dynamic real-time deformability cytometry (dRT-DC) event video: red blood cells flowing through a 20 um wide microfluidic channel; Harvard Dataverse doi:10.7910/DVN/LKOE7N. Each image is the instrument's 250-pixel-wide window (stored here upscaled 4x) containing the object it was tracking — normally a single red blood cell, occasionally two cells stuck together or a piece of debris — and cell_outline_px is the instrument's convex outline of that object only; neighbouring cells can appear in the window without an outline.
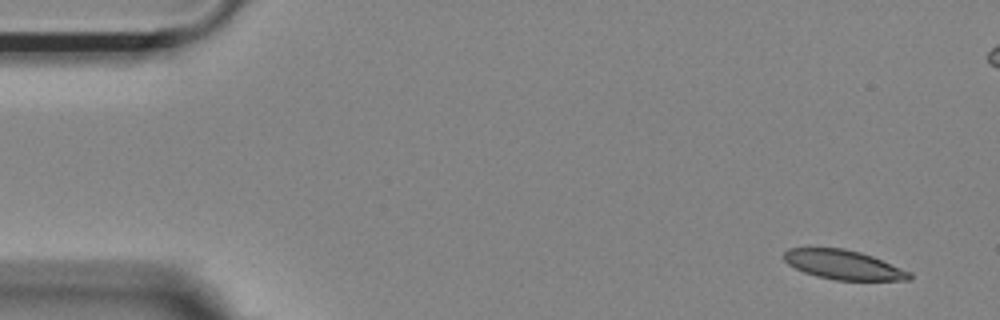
{"species": "Egyptian fruit bat (a non-hibernating species)", "species_latin": "Rousettus aegyptiacus", "temperature_condition": "room temperature", "stored_images_in_passage": 53, "camera_frame_rate_fps": 3000, "um_per_image_px": 0.085, "animal": {"sex": "female"}, "frame": {"image": 1, "passage_image": 1, "time_ms": 0.0, "image_size_px": [1000, 320], "cell_outline_px": [[912, 280], [836, 280], [816, 276], [804, 272], [788, 264], [784, 260], [784, 252], [788, 248], [844, 248], [860, 252], [872, 256], [912, 272]], "centroid_in_image_um": [71.71, 22.51], "position_along_channel_um": 13.3, "area_um2": 21.44}}
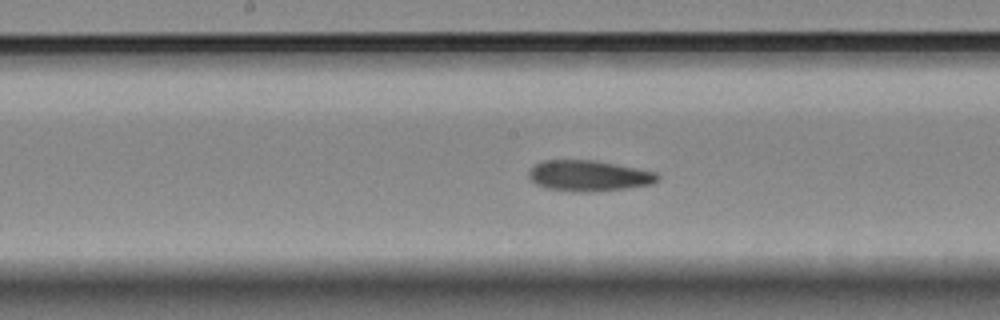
{"frame": {"image": 2, "passage_image": 25, "time_ms": 8.0, "image_size_px": [1000, 320], "cell_outline_px": [[660, 180], [652, 184], [624, 188], [592, 192], [580, 192], [544, 188], [536, 184], [528, 176], [528, 172], [532, 164], [544, 160], [596, 160], [656, 172], [660, 176]], "centroid_in_image_um": [50.02, 14.93], "position_along_channel_um": 198.2, "area_um2": 23.29}}
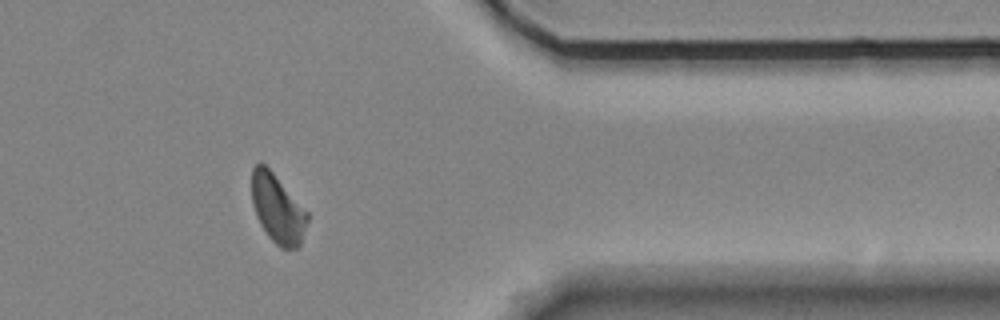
{"frame": {"image": 3, "passage_image": 42, "time_ms": 13.667, "image_size_px": [1000, 320], "cell_outline_px": [[308, 220], [300, 248], [280, 248], [268, 236], [260, 224], [256, 216], [252, 204], [252, 168], [260, 160], [272, 172], [308, 212]], "centroid_in_image_um": [23.59, 17.76], "position_along_channel_um": 387.8, "area_um2": 22.25}, "authors_computed_cell_mechanics": {"area_um2": 22.831, "velocity_mm_per_s": 3.657, "shape_relaxation_time_tau1_ms": 11.0223, "shape_relaxation_time_tau2_ms": 3.6651, "deformation_change_tau1": 0.2164, "deformation_change_tau2": 0.1065}}